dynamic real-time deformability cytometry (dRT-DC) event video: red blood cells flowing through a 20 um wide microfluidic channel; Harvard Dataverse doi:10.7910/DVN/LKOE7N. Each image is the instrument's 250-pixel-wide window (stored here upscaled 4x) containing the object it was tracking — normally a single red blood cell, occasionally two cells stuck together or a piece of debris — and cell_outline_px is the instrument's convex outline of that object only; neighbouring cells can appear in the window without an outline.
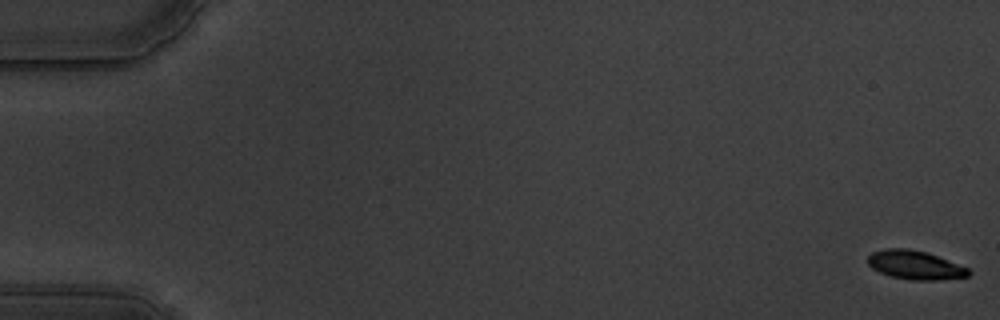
{"species": "common noctule bat (a hibernating species)", "species_latin": "Nyctalus noctula", "temperature_condition": "warm", "stored_images_in_passage": 18, "camera_frame_rate_fps": 3000, "um_per_image_px": 0.085, "animal": {"sex": "male", "body_mass_g": 19.5, "forearm_length_mm": 54.6}, "frame": {"image": 1, "passage_image": 1, "time_ms": 0.0, "image_size_px": [1000, 320], "cell_outline_px": [[972, 272], [968, 276], [936, 280], [912, 280], [892, 276], [880, 272], [872, 268], [868, 264], [868, 256], [872, 252], [884, 248], [908, 248], [928, 252], [968, 268]], "centroid_in_image_um": [77.78, 22.51], "position_along_channel_um": 7.2, "area_um2": 16.88}}